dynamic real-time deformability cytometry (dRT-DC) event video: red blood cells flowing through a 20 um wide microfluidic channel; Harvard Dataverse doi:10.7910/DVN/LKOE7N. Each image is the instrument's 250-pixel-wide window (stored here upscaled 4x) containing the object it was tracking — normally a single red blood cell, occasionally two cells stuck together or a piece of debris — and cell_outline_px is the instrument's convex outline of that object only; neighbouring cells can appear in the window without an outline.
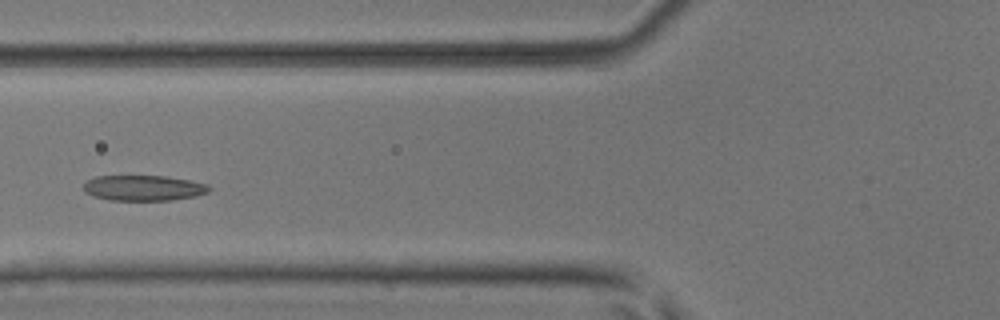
{"species": "common noctule bat (a hibernating species)", "species_latin": "Nyctalus noctula", "temperature_condition": "room temperature", "stored_images_in_passage": 6, "camera_frame_rate_fps": 3000, "um_per_image_px": 0.085, "animal": {"sex": "male", "body_mass_g": 17.9, "forearm_length_mm": 54.2}, "frame": {"image": 1, "passage_image": 4, "time_ms": 1.0, "image_size_px": [1000, 320], "cell_outline_px": [[212, 188], [208, 192], [196, 196], [172, 200], [108, 200], [84, 192], [84, 184], [88, 180], [96, 176], [164, 176], [188, 180], [208, 184]], "centroid_in_image_um": [12.23, 15.98], "position_along_channel_um": 113.6, "area_um2": 18.55}}
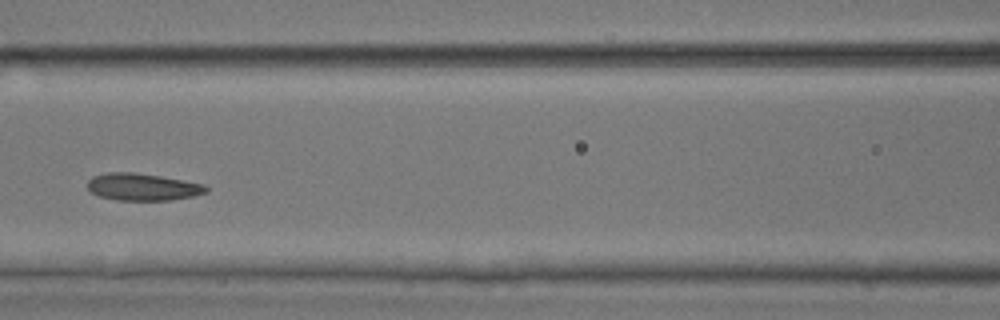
{"frame": {"image": 2, "passage_image": 5, "time_ms": 1.333, "image_size_px": [1000, 320], "cell_outline_px": [[208, 192], [192, 196], [172, 200], [116, 200], [100, 196], [92, 192], [88, 188], [88, 180], [92, 176], [108, 172], [132, 172], [160, 176], [204, 184], [208, 188]], "centroid_in_image_um": [12.12, 15.89], "position_along_channel_um": 154.5, "area_um2": 18.67}}
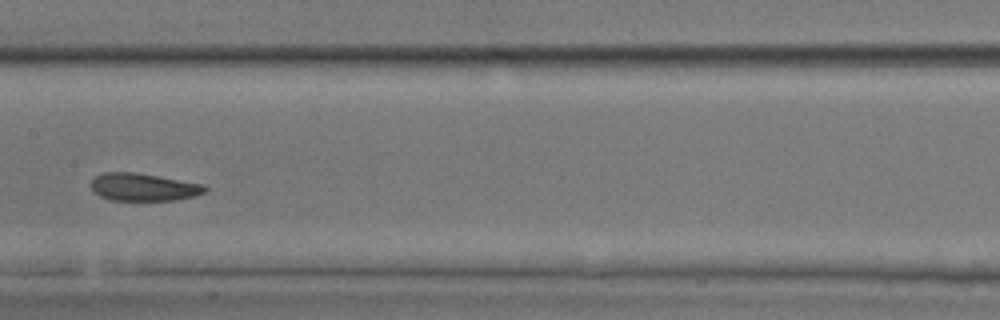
{"frame": {"image": 3, "passage_image": 6, "time_ms": 1.667, "image_size_px": [1000, 320], "cell_outline_px": [[208, 188], [204, 192], [196, 196], [176, 200], [112, 200], [100, 196], [92, 192], [92, 180], [96, 176], [104, 172], [132, 172], [204, 184]], "centroid_in_image_um": [12.2, 15.91], "position_along_channel_um": 195.2, "area_um2": 18.21}}